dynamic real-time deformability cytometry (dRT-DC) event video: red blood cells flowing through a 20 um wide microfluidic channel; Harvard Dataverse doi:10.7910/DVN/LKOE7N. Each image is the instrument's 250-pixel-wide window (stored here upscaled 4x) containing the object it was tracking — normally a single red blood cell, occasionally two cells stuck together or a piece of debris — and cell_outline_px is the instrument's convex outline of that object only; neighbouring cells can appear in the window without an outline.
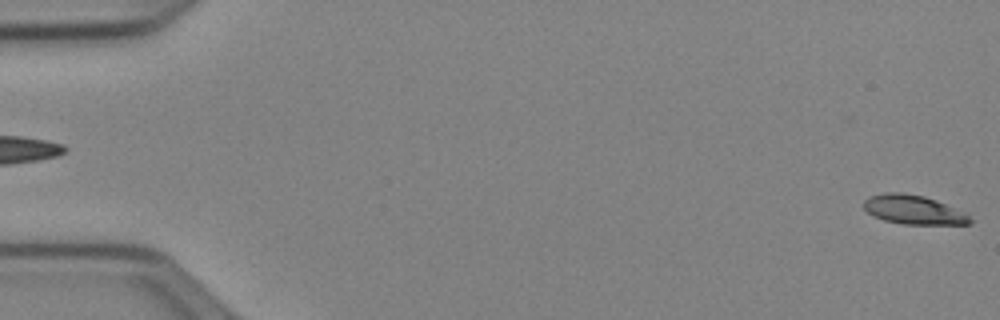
{"species": "Egyptian fruit bat (a non-hibernating species)", "species_latin": "Rousettus aegyptiacus", "temperature_condition": "cold", "stored_images_in_passage": 52, "camera_frame_rate_fps": 3000, "um_per_image_px": 0.085, "animal": {"sex": "female"}, "frame": {"image": 1, "passage_image": 1, "time_ms": 0.0, "image_size_px": [1000, 320], "cell_outline_px": [[972, 224], [904, 224], [884, 220], [872, 216], [864, 208], [864, 200], [868, 196], [888, 192], [900, 192], [924, 196], [936, 200], [968, 212], [972, 220]], "centroid_in_image_um": [77.69, 17.82], "position_along_channel_um": 7.3, "area_um2": 18.21}}
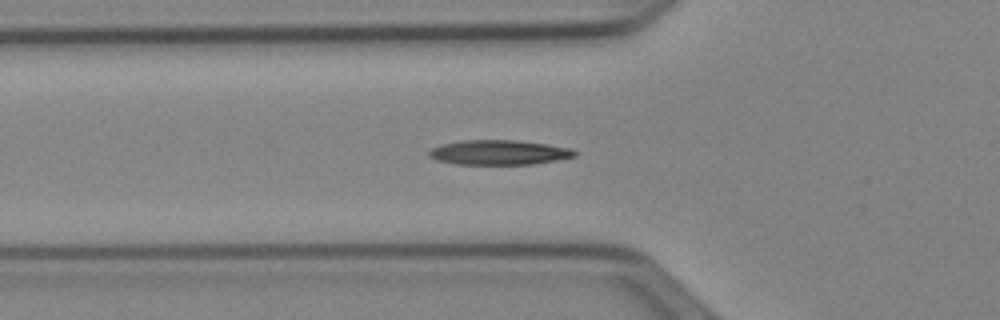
{"frame": {"image": 2, "passage_image": 19, "time_ms": 6.0, "image_size_px": [1000, 320], "cell_outline_px": [[576, 156], [556, 160], [532, 164], [456, 164], [436, 160], [428, 156], [428, 152], [432, 148], [444, 144], [464, 140], [516, 140], [572, 148], [576, 152]], "centroid_in_image_um": [42.4, 12.96], "position_along_channel_um": 83.4, "area_um2": 20.81}}
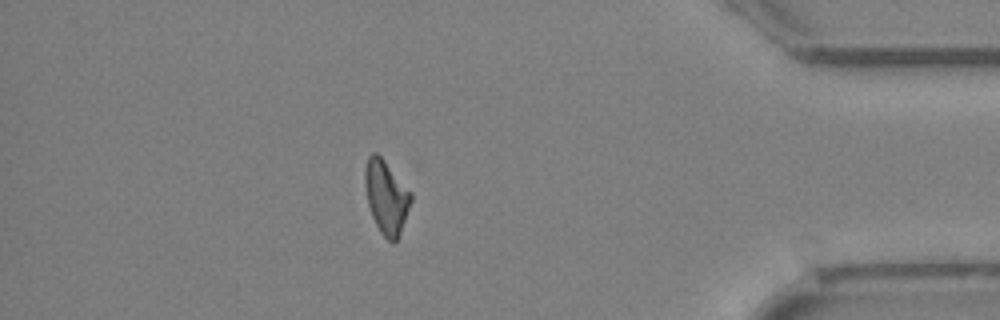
{"frame": {"image": 3, "passage_image": 46, "time_ms": 15.0, "image_size_px": [1000, 320], "cell_outline_px": [[412, 200], [400, 236], [392, 244], [380, 232], [372, 216], [368, 204], [364, 184], [364, 168], [368, 156], [372, 152], [376, 152], [384, 160], [412, 192]], "centroid_in_image_um": [32.83, 16.74], "position_along_channel_um": 402.4, "area_um2": 19.88}}